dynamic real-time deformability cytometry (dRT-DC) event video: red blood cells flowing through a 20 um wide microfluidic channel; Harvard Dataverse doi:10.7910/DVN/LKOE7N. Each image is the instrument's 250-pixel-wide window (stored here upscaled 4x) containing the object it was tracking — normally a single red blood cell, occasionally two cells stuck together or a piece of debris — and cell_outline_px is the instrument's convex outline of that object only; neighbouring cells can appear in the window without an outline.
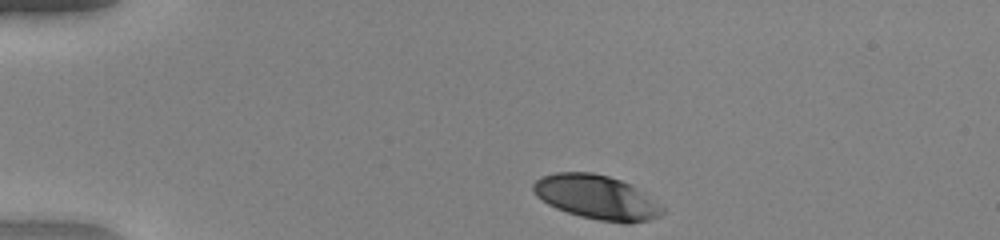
{"species": "human", "species_latin": "Homo sapiens", "temperature_condition": "warm", "stored_images_in_passage": 42, "camera_frame_rate_fps": 3000, "um_per_image_px": 0.085, "donor": {"sex": "female"}, "frame": {"image": 1, "passage_image": 1, "time_ms": 0.0, "image_size_px": [1000, 240], "cell_outline_px": [[664, 212], [660, 216], [648, 220], [628, 224], [624, 224], [596, 220], [580, 216], [556, 208], [548, 204], [536, 196], [532, 192], [532, 184], [536, 180], [544, 176], [556, 172], [592, 172], [608, 176], [620, 180], [628, 184], [664, 204]], "centroid_in_image_um": [50.73, 16.78], "position_along_channel_um": 34.3, "area_um2": 33.47}}
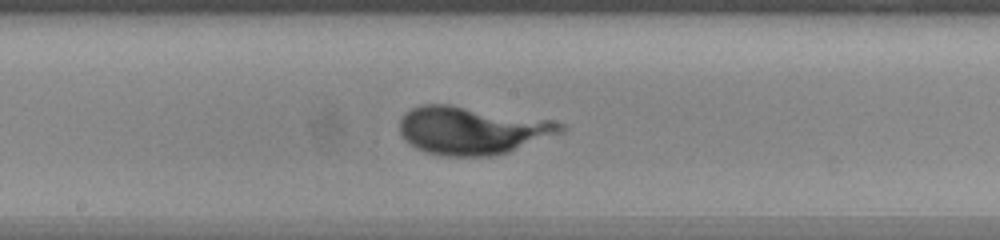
{"frame": {"image": 2, "passage_image": 19, "time_ms": 6.0, "image_size_px": [1000, 240], "cell_outline_px": [[568, 128], [564, 132], [508, 152], [492, 156], [444, 156], [428, 152], [416, 148], [404, 140], [400, 132], [400, 120], [404, 112], [420, 104], [448, 104], [552, 120], [568, 124]], "centroid_in_image_um": [40.15, 11.08], "position_along_channel_um": 208.0, "area_um2": 45.2}}
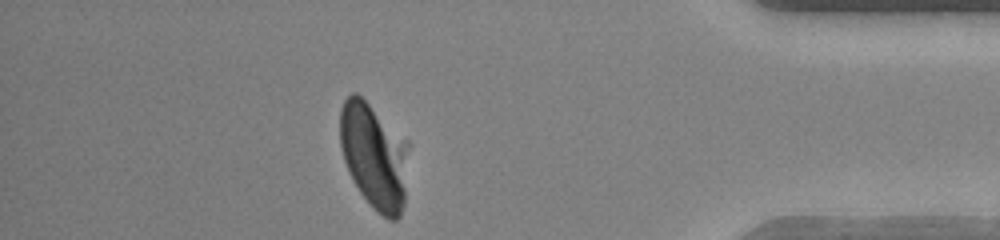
{"frame": {"image": 3, "passage_image": 36, "time_ms": 11.667, "image_size_px": [1000, 240], "cell_outline_px": [[408, 148], [404, 204], [400, 216], [396, 220], [388, 220], [360, 192], [352, 180], [348, 172], [340, 148], [340, 108], [344, 100], [352, 92], [356, 92], [408, 140]], "centroid_in_image_um": [31.79, 13.22], "position_along_channel_um": 403.4, "area_um2": 42.14}}